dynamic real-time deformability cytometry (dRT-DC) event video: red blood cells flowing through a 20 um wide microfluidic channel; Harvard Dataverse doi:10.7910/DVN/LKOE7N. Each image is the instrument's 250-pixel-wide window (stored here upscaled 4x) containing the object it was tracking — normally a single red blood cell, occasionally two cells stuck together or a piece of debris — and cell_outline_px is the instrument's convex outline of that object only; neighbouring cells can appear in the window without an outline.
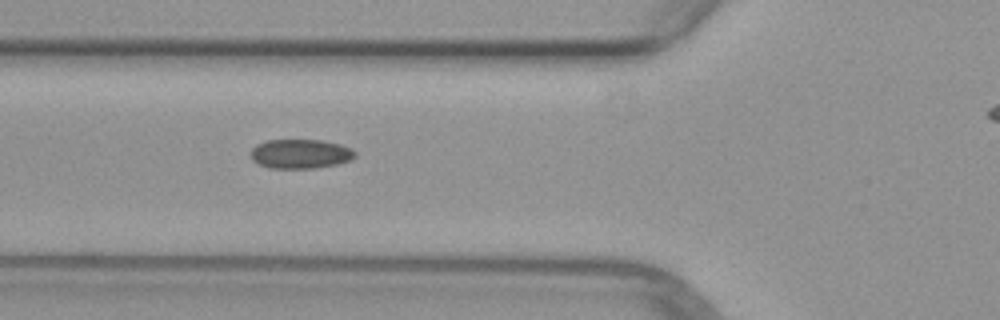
{"species": "common noctule bat (a hibernating species)", "species_latin": "Nyctalus noctula", "temperature_condition": "warm", "stored_images_in_passage": 4, "segment_of_instrument_passage": [1, 2], "camera_frame_rate_fps": 3000, "um_per_image_px": 0.085, "animal": {"sex": "female", "body_mass_g": 29.2, "forearm_length_mm": 56.3}, "frame": {"image": 1, "passage_image": 3, "time_ms": 2.0, "image_size_px": [1000, 320], "cell_outline_px": [[356, 156], [352, 160], [336, 164], [312, 168], [268, 168], [252, 160], [252, 148], [256, 144], [268, 140], [320, 140], [340, 144], [352, 148], [356, 152]], "centroid_in_image_um": [25.56, 13.07], "position_along_channel_um": 100.2, "area_um2": 17.8}}